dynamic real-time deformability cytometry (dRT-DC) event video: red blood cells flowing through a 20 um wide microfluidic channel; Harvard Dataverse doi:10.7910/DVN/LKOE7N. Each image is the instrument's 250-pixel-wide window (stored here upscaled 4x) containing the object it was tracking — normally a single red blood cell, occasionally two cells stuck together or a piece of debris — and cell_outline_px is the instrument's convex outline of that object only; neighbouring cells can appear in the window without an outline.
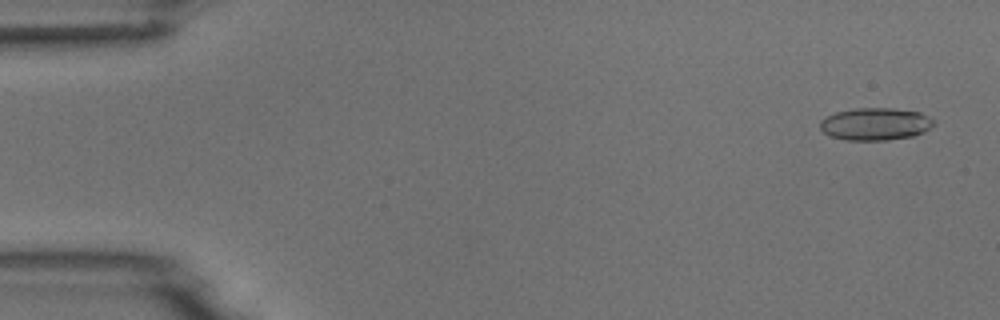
{"species": "common noctule bat (a hibernating species)", "species_latin": "Nyctalus noctula", "temperature_condition": "room temperature", "stored_images_in_passage": 6, "camera_frame_rate_fps": 3000, "um_per_image_px": 0.085, "animal": {"sex": "male", "body_mass_g": 18.8}, "frame": {"image": 1, "passage_image": 1, "time_ms": 0.0, "image_size_px": [1000, 320], "cell_outline_px": [[936, 124], [924, 132], [912, 136], [888, 140], [848, 140], [828, 136], [820, 128], [820, 120], [836, 112], [856, 108], [892, 108], [920, 112], [928, 116]], "centroid_in_image_um": [74.41, 10.54], "position_along_channel_um": 10.6, "area_um2": 21.5}}
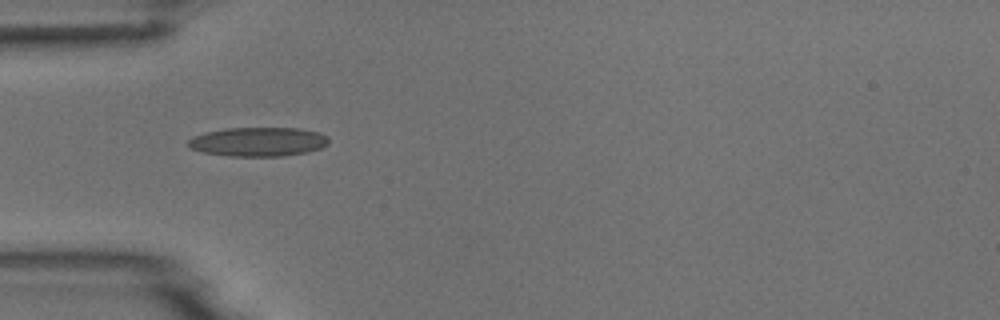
{"frame": {"image": 2, "passage_image": 5, "time_ms": 4.667, "image_size_px": [1000, 320], "cell_outline_px": [[328, 144], [320, 148], [308, 152], [284, 156], [232, 156], [204, 152], [188, 148], [188, 140], [192, 136], [204, 132], [224, 128], [300, 128], [316, 132], [328, 136]], "centroid_in_image_um": [21.92, 12.04], "position_along_channel_um": 63.1, "area_um2": 23.93}}